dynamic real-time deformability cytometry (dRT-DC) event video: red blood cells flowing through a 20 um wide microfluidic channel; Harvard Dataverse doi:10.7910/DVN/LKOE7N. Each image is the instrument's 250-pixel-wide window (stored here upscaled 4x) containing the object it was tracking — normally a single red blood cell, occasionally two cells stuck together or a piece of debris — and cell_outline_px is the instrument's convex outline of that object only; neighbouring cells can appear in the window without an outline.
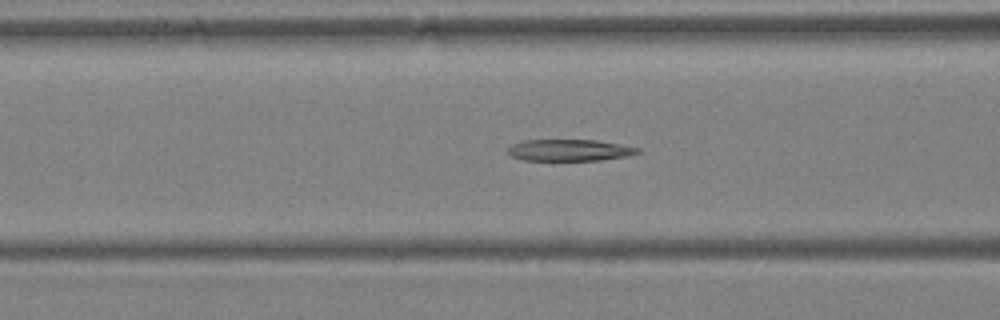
{"species": "Egyptian fruit bat (a non-hibernating species)", "species_latin": "Rousettus aegyptiacus", "temperature_condition": "warm", "stored_images_in_passage": 41, "camera_frame_rate_fps": 3000, "um_per_image_px": 0.085, "animal": {"sex": "female"}, "frame": {"image": 1, "passage_image": 16, "time_ms": 5.0, "image_size_px": [1000, 320], "cell_outline_px": [[644, 152], [628, 156], [600, 160], [524, 160], [508, 156], [504, 152], [512, 144], [524, 140], [596, 140], [620, 144], [640, 148]], "centroid_in_image_um": [48.39, 12.77], "position_along_channel_um": 118.2, "area_um2": 16.59}}
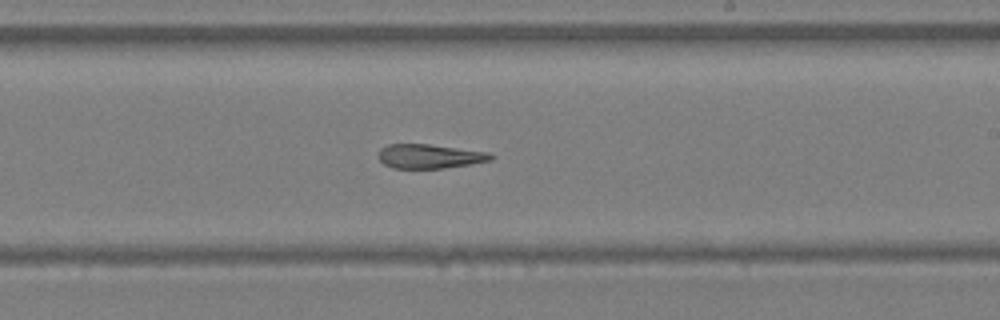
{"frame": {"image": 2, "passage_image": 24, "time_ms": 7.667, "image_size_px": [1000, 320], "cell_outline_px": [[496, 156], [492, 160], [444, 168], [392, 168], [384, 164], [376, 156], [380, 148], [388, 144], [428, 144], [488, 152]], "centroid_in_image_um": [36.48, 13.28], "position_along_channel_um": 252.5, "area_um2": 15.9}}
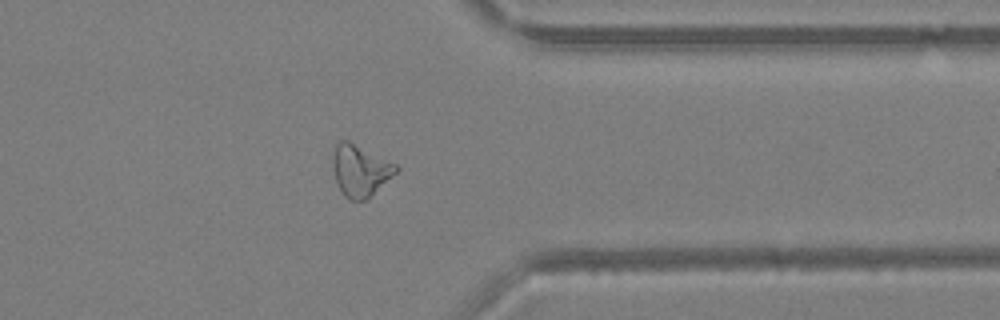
{"frame": {"image": 3, "passage_image": 32, "time_ms": 10.333, "image_size_px": [1000, 320], "cell_outline_px": [[400, 168], [368, 200], [348, 200], [344, 196], [336, 180], [332, 168], [332, 156], [336, 144], [340, 140], [348, 140], [396, 164]], "centroid_in_image_um": [30.6, 14.5], "position_along_channel_um": 380.8, "area_um2": 19.02}}